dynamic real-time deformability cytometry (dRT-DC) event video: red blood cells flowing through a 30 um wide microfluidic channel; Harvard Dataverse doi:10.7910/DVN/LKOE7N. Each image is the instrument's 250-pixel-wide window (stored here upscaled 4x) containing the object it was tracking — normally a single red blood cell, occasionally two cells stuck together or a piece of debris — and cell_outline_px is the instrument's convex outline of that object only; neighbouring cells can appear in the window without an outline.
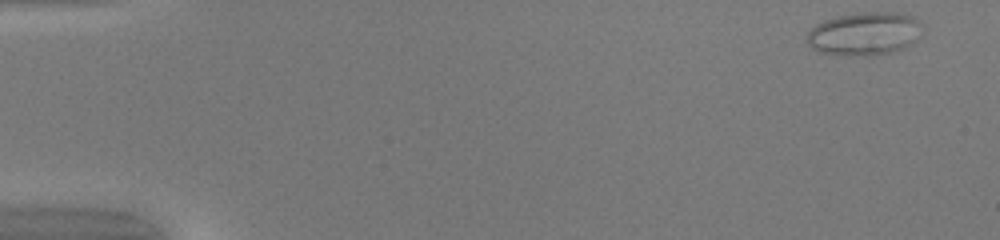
{"species": "common noctule bat (a hibernating species)", "species_latin": "Nyctalus noctula", "temperature_condition": "warm", "stored_images_in_passage": 42, "camera_frame_rate_fps": 3000, "um_per_image_px": 0.085, "animal": {"sex": "female", "body_mass_g": 20.0, "forearm_length_mm": 54.0}, "frame": {"image": 1, "passage_image": 1, "time_ms": 0.0, "image_size_px": [1000, 240], "cell_outline_px": [[920, 24], [916, 40], [904, 48], [892, 52], [864, 56], [848, 56], [820, 52], [812, 48], [808, 44], [808, 32], [816, 24], [824, 20], [840, 16], [860, 12], [896, 12], [912, 16], [920, 20]], "centroid_in_image_um": [73.46, 2.87], "position_along_channel_um": 11.5, "area_um2": 28.84}}
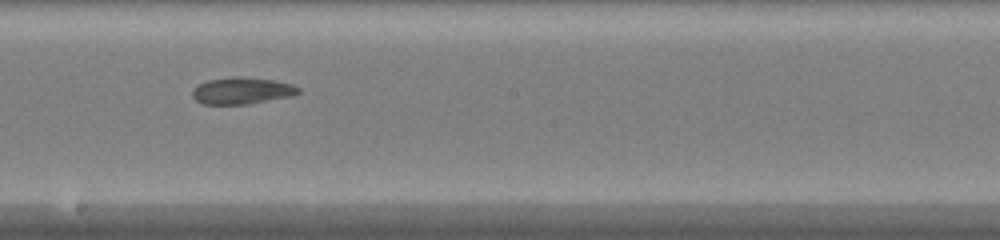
{"frame": {"image": 2, "passage_image": 27, "time_ms": 8.667, "image_size_px": [1000, 240], "cell_outline_px": [[300, 92], [292, 96], [248, 104], [204, 104], [196, 100], [192, 96], [192, 92], [200, 84], [208, 80], [236, 76], [244, 76], [276, 80], [292, 84], [300, 88]], "centroid_in_image_um": [20.61, 7.7], "position_along_channel_um": 227.6, "area_um2": 16.53}}
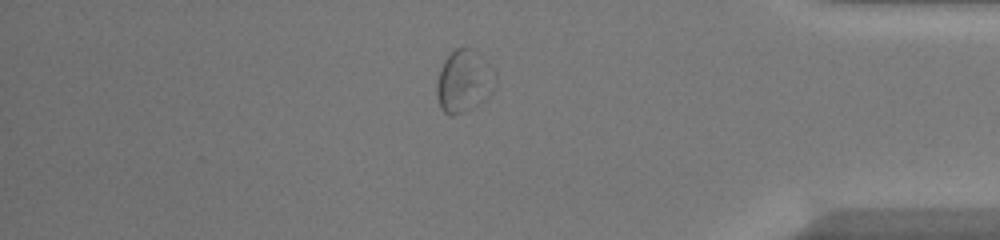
{"frame": {"image": 3, "passage_image": 41, "time_ms": 13.333, "image_size_px": [1000, 240], "cell_outline_px": [[496, 84], [492, 92], [484, 100], [452, 116], [444, 112], [440, 108], [436, 96], [436, 84], [440, 68], [444, 60], [456, 48], [472, 48], [496, 72]], "centroid_in_image_um": [39.42, 6.89], "position_along_channel_um": 395.8, "area_um2": 21.1}}